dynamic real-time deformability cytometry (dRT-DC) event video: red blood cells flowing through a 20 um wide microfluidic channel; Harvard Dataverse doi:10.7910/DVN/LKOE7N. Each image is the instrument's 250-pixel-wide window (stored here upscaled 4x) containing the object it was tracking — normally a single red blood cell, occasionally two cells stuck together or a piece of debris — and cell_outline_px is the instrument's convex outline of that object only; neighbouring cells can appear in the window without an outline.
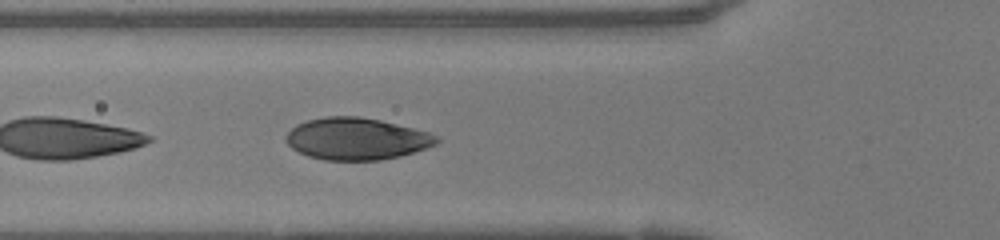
{"species": "human", "species_latin": "Homo sapiens", "temperature_condition": "warm", "stored_images_in_passage": 25, "segment_of_instrument_passage": [2, 2], "camera_frame_rate_fps": 3000, "um_per_image_px": 0.085, "donor": {"sex": "female"}, "frame": {"image": 1, "passage_image": 16, "time_ms": 5.0, "image_size_px": [1000, 240], "cell_outline_px": [[440, 140], [436, 144], [428, 148], [400, 156], [380, 160], [324, 160], [308, 156], [292, 148], [284, 140], [284, 136], [296, 124], [308, 120], [324, 116], [360, 116], [380, 120], [428, 132], [440, 136]], "centroid_in_image_um": [30.31, 11.79], "position_along_channel_um": 95.5, "area_um2": 36.99}}
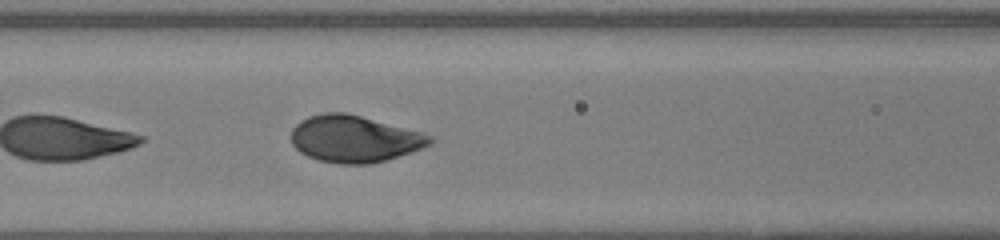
{"frame": {"image": 2, "passage_image": 19, "time_ms": 6.0, "image_size_px": [1000, 240], "cell_outline_px": [[432, 144], [384, 160], [368, 164], [336, 164], [316, 160], [300, 152], [292, 144], [292, 128], [300, 120], [308, 116], [328, 112], [344, 112], [360, 116], [420, 132], [432, 136]], "centroid_in_image_um": [30.05, 11.81], "position_along_channel_um": 136.5, "area_um2": 37.4}}
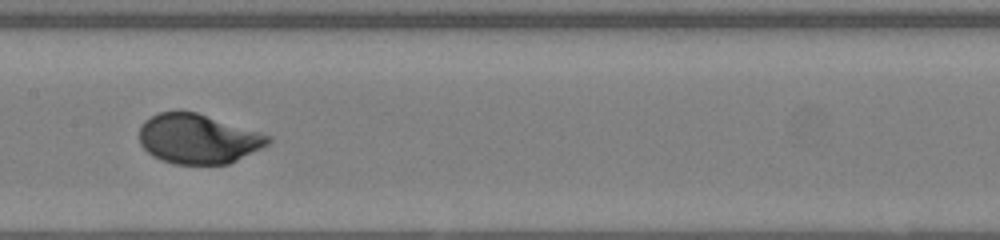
{"frame": {"image": 3, "passage_image": 23, "time_ms": 7.333, "image_size_px": [1000, 240], "cell_outline_px": [[272, 140], [268, 144], [228, 164], [172, 164], [152, 156], [140, 144], [140, 128], [144, 120], [160, 112], [180, 108], [196, 112], [260, 132], [272, 136]], "centroid_in_image_um": [16.8, 11.78], "position_along_channel_um": 190.6, "area_um2": 37.45}}